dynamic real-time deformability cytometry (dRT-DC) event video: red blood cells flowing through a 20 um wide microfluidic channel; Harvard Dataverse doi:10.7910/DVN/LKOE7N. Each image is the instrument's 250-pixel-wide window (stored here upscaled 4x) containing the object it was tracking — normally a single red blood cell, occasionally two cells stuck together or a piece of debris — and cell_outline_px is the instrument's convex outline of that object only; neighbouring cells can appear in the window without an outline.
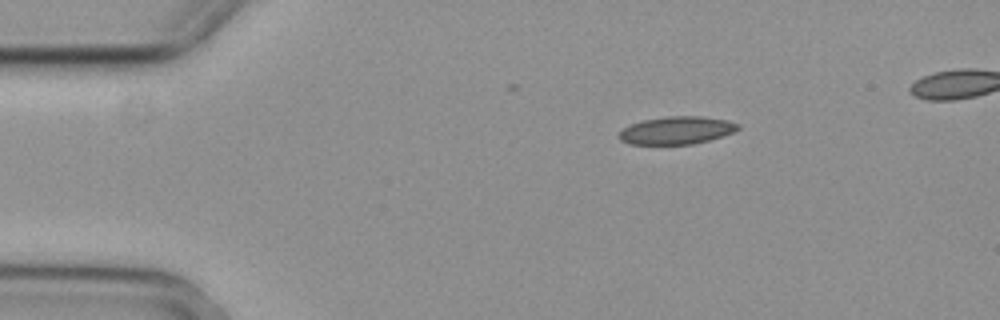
{"species": "common noctule bat (a hibernating species)", "species_latin": "Nyctalus noctula", "temperature_condition": "cold", "stored_images_in_passage": 4, "camera_frame_rate_fps": 3000, "um_per_image_px": 0.085, "animal": {"sex": "female", "body_mass_g": 29.2, "forearm_length_mm": 56.3}, "frame": {"image": 1, "passage_image": 1, "time_ms": 0.0, "image_size_px": [1000, 320], "cell_outline_px": [[740, 128], [732, 132], [708, 140], [692, 144], [632, 144], [620, 140], [616, 136], [624, 128], [632, 124], [644, 120], [668, 116], [704, 116], [728, 120], [740, 124]], "centroid_in_image_um": [57.52, 11.07], "position_along_channel_um": 27.5, "area_um2": 19.07}}
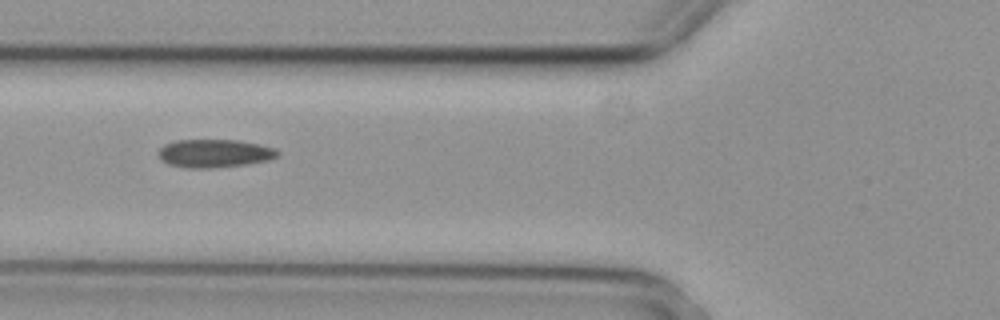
{"frame": {"image": 2, "passage_image": 4, "time_ms": 1.0, "image_size_px": [1000, 320], "cell_outline_px": [[280, 156], [268, 160], [248, 164], [212, 168], [184, 168], [168, 164], [160, 160], [156, 152], [164, 144], [176, 140], [236, 140], [260, 144], [276, 148], [280, 152]], "centroid_in_image_um": [18.22, 13.04], "position_along_channel_um": 107.6, "area_um2": 19.94}}